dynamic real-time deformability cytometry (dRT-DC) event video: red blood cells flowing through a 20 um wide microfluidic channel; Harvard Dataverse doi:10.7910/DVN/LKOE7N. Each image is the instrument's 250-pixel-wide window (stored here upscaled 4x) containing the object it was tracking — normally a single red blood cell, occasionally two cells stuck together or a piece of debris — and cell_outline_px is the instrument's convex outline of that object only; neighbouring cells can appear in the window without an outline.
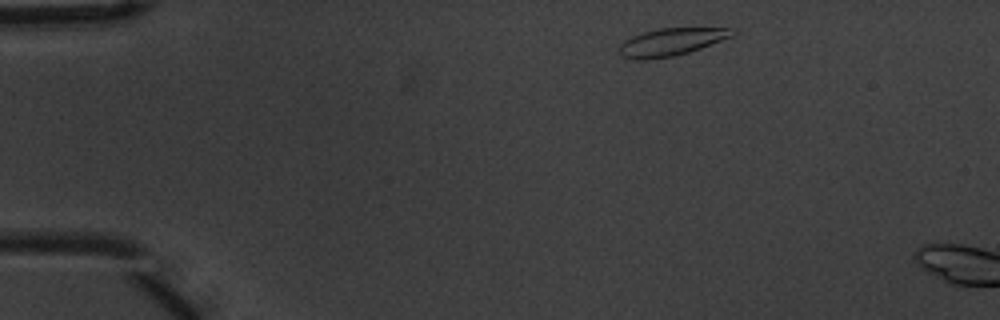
{"species": "common noctule bat (a hibernating species)", "species_latin": "Nyctalus noctula", "temperature_condition": "warm", "stored_images_in_passage": 2, "camera_frame_rate_fps": 3000, "um_per_image_px": 0.085, "animal": {"sex": "male", "body_mass_g": 20.1, "forearm_length_mm": 53.5}, "frame": {"image": 1, "passage_image": 1, "time_ms": 0.0, "image_size_px": [1000, 320], "cell_outline_px": [[736, 32], [732, 36], [700, 48], [688, 52], [672, 56], [648, 60], [632, 60], [620, 56], [620, 44], [624, 40], [632, 36], [644, 32], [660, 28], [736, 28]], "centroid_in_image_um": [57.02, 3.57], "position_along_channel_um": 28.0, "area_um2": 18.09}}